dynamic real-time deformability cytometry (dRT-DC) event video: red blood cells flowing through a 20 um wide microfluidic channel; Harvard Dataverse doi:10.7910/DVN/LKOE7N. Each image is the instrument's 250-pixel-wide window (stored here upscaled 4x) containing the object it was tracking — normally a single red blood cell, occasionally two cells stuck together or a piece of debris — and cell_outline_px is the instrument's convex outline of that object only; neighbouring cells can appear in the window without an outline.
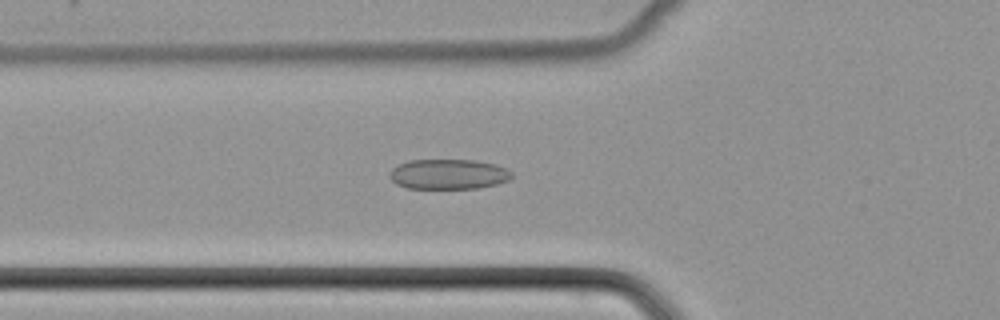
{"species": "common noctule bat (a hibernating species)", "species_latin": "Nyctalus noctula", "temperature_condition": "cold", "stored_images_in_passage": 48, "camera_frame_rate_fps": 3000, "um_per_image_px": 0.085, "animal": {"sex": "female", "body_mass_g": 22.7, "forearm_length_mm": 54.2}, "frame": {"image": 1, "passage_image": 16, "time_ms": 5.0, "image_size_px": [1000, 320], "cell_outline_px": [[512, 176], [508, 180], [496, 184], [476, 188], [408, 188], [396, 184], [388, 176], [392, 168], [396, 164], [408, 160], [476, 160], [496, 164], [512, 172]], "centroid_in_image_um": [38.08, 14.79], "position_along_channel_um": 87.7, "area_um2": 21.44}}
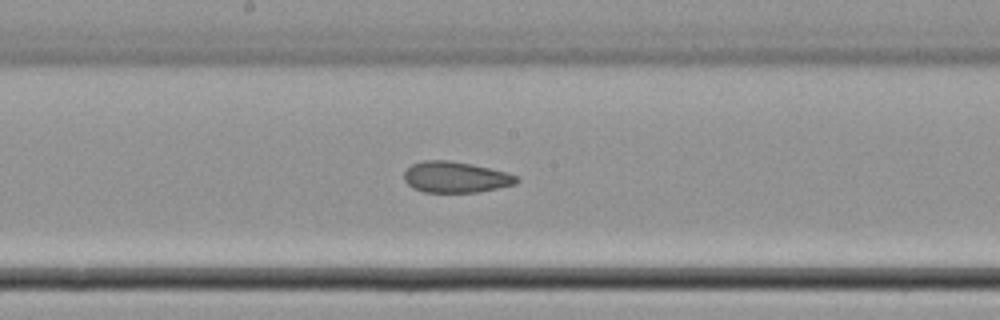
{"frame": {"image": 2, "passage_image": 25, "time_ms": 8.0, "image_size_px": [1000, 320], "cell_outline_px": [[520, 180], [516, 184], [476, 192], [424, 192], [412, 188], [404, 180], [404, 172], [412, 164], [420, 160], [448, 160], [472, 164], [520, 176]], "centroid_in_image_um": [38.71, 15.05], "position_along_channel_um": 209.5, "area_um2": 20.35}}
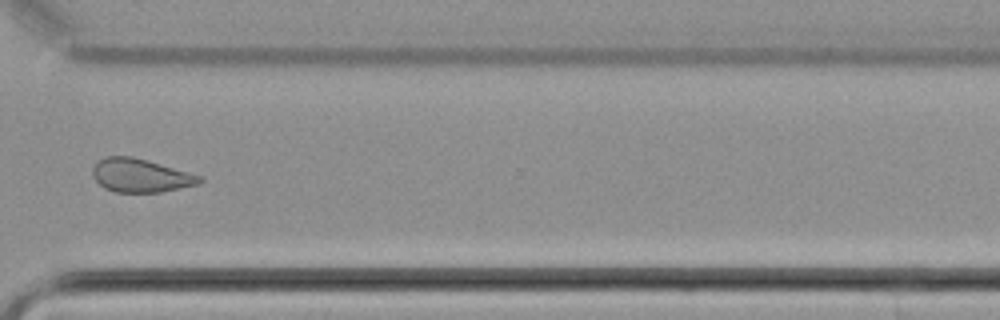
{"frame": {"image": 3, "passage_image": 36, "time_ms": 11.667, "image_size_px": [1000, 320], "cell_outline_px": [[204, 180], [200, 184], [160, 192], [116, 192], [104, 188], [92, 176], [92, 168], [104, 156], [132, 156], [148, 160], [204, 176]], "centroid_in_image_um": [11.99, 14.91], "position_along_channel_um": 358.6, "area_um2": 21.04}}